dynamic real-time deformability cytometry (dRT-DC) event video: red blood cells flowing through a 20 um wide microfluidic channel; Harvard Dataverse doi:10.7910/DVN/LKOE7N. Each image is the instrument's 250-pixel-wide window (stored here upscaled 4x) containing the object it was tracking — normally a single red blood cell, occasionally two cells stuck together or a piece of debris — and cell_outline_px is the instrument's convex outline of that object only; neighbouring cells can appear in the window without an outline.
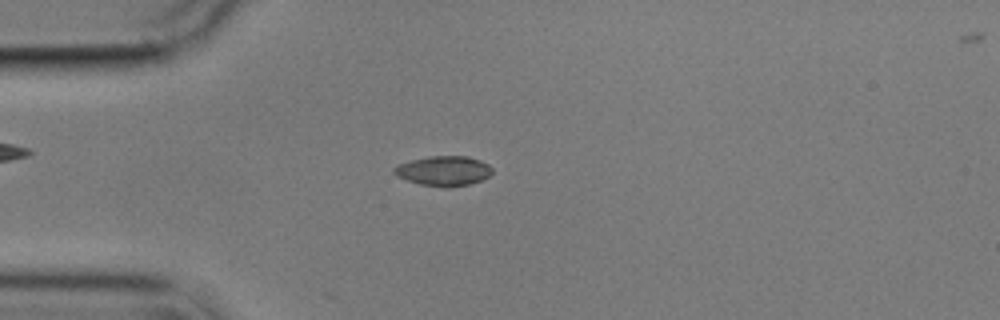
{"species": "common noctule bat (a hibernating species)", "species_latin": "Nyctalus noctula", "temperature_condition": "cold", "stored_images_in_passage": 1, "camera_frame_rate_fps": 3000, "um_per_image_px": 0.085, "animal": {"sex": "male", "body_mass_g": 17.9}, "frame": {"image": 1, "passage_image": 1, "time_ms": 0.0, "image_size_px": [1000, 320], "cell_outline_px": [[492, 172], [488, 176], [480, 180], [468, 184], [448, 188], [420, 184], [396, 176], [392, 172], [392, 168], [400, 164], [412, 160], [428, 156], [468, 156], [480, 160], [488, 164], [492, 168]], "centroid_in_image_um": [37.7, 14.52], "position_along_channel_um": 47.3, "area_um2": 16.99}}